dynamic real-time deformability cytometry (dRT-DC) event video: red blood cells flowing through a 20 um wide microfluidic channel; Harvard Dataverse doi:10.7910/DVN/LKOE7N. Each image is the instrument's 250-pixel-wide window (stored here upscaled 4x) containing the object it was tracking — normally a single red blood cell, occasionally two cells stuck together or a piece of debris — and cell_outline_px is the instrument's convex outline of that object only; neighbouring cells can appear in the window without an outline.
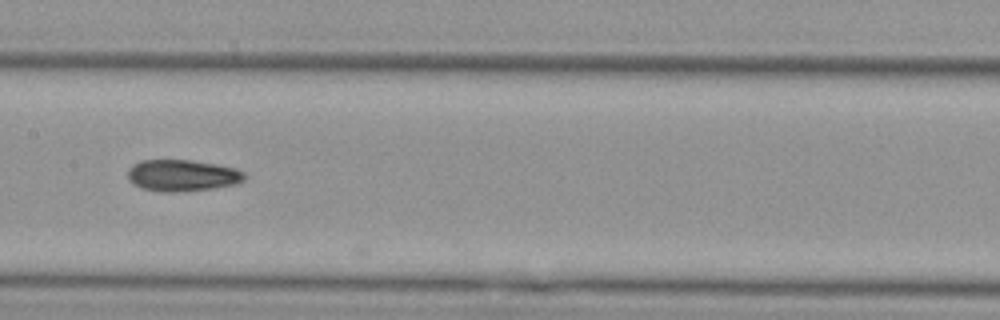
{"species": "Egyptian fruit bat (a non-hibernating species)", "species_latin": "Rousettus aegyptiacus", "temperature_condition": "cold", "stored_images_in_passage": 9, "camera_frame_rate_fps": 3000, "um_per_image_px": 0.085, "animal": {"sex": "female"}, "frame": {"image": 1, "passage_image": 7, "time_ms": 2.0, "image_size_px": [1000, 320], "cell_outline_px": [[244, 180], [236, 184], [212, 188], [172, 192], [164, 192], [140, 188], [132, 184], [128, 180], [128, 168], [132, 164], [140, 160], [192, 160], [216, 164], [236, 168], [244, 172]], "centroid_in_image_um": [15.45, 14.9], "position_along_channel_um": 192.0, "area_um2": 21.56}}
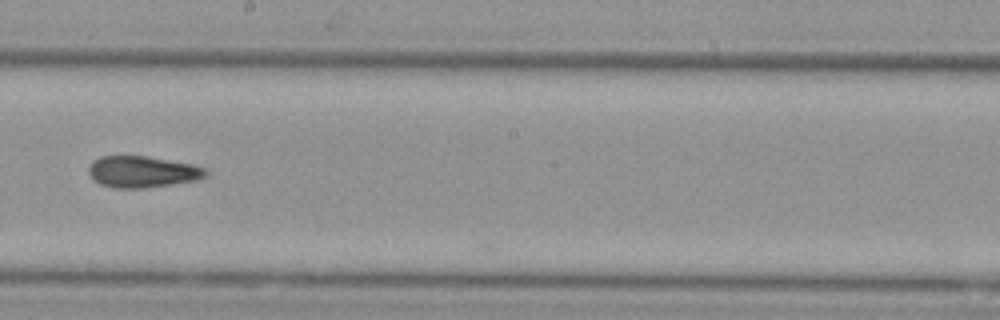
{"frame": {"image": 2, "passage_image": 8, "time_ms": 2.333, "image_size_px": [1000, 320], "cell_outline_px": [[208, 176], [196, 180], [172, 184], [140, 188], [116, 188], [100, 184], [88, 172], [88, 168], [92, 160], [100, 156], [148, 156], [192, 164], [208, 168]], "centroid_in_image_um": [12.13, 14.59], "position_along_channel_um": 236.1, "area_um2": 21.5}}